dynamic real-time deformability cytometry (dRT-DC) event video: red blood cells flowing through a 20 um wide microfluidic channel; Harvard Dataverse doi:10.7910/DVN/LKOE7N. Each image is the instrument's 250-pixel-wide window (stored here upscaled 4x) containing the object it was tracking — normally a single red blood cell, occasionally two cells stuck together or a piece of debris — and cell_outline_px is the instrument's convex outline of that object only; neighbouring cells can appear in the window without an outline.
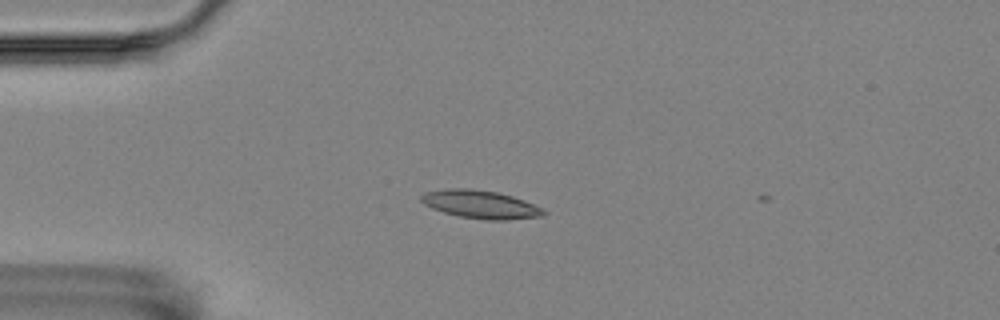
{"species": "Egyptian fruit bat (a non-hibernating species)", "species_latin": "Rousettus aegyptiacus", "temperature_condition": "room temperature", "stored_images_in_passage": 15, "camera_frame_rate_fps": 3000, "um_per_image_px": 0.085, "animal": {"sex": "female"}, "frame": {"image": 1, "passage_image": 14, "time_ms": 4.333, "image_size_px": [1000, 320], "cell_outline_px": [[548, 212], [544, 216], [508, 220], [488, 220], [460, 216], [444, 212], [432, 208], [424, 204], [420, 200], [420, 196], [424, 192], [448, 188], [468, 188], [496, 192], [512, 196], [524, 200], [544, 208]], "centroid_in_image_um": [40.88, 17.37], "position_along_channel_um": 44.1, "area_um2": 20.17}}